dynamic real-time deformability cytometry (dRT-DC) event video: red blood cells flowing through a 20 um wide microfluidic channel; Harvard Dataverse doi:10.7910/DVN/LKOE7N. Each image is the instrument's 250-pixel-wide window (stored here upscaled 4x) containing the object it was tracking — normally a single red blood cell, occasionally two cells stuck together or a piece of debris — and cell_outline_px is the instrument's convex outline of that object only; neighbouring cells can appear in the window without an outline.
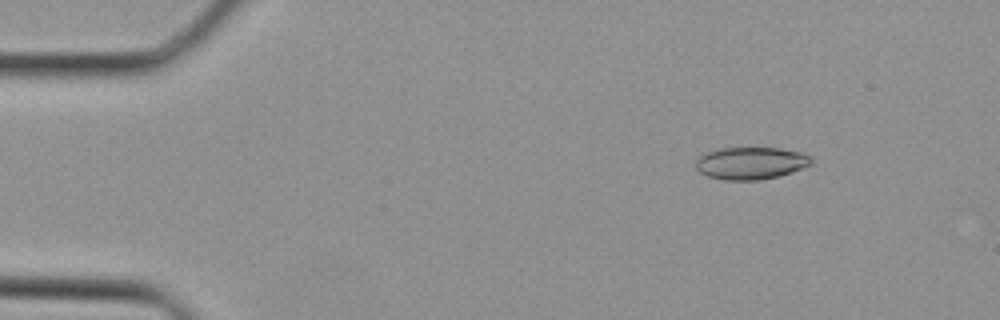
{"species": "Egyptian fruit bat (a non-hibernating species)", "species_latin": "Rousettus aegyptiacus", "temperature_condition": "cold", "stored_images_in_passage": 37, "camera_frame_rate_fps": 3000, "um_per_image_px": 0.085, "animal": {"sex": "female"}, "frame": {"image": 1, "passage_image": 3, "time_ms": 0.667, "image_size_px": [1000, 320], "cell_outline_px": [[812, 164], [792, 172], [780, 176], [760, 180], [724, 180], [708, 176], [700, 172], [696, 168], [696, 160], [704, 152], [720, 148], [780, 148], [804, 152], [812, 160]], "centroid_in_image_um": [63.82, 13.86], "position_along_channel_um": 21.2, "area_um2": 21.91}}
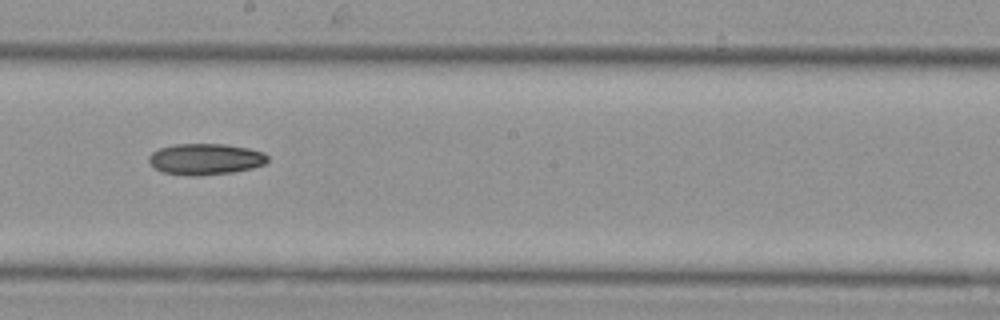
{"frame": {"image": 2, "passage_image": 20, "time_ms": 6.333, "image_size_px": [1000, 320], "cell_outline_px": [[268, 160], [264, 164], [252, 168], [232, 172], [200, 176], [188, 176], [160, 172], [152, 168], [148, 164], [148, 156], [152, 152], [160, 148], [176, 144], [224, 144], [248, 148], [264, 152], [268, 156]], "centroid_in_image_um": [17.41, 13.54], "position_along_channel_um": 230.8, "area_um2": 21.91}}
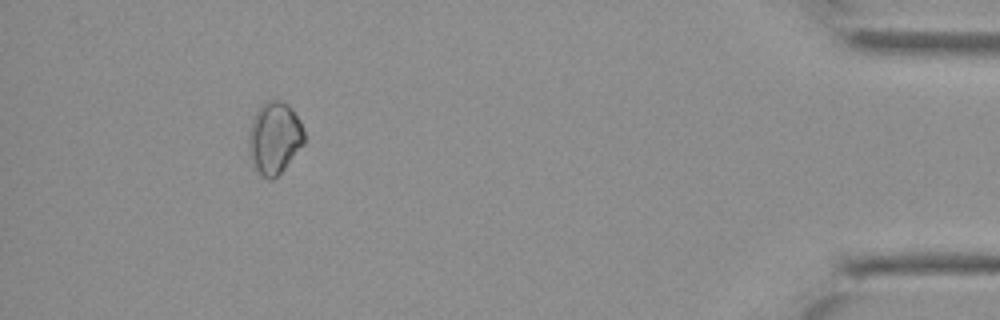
{"frame": {"image": 3, "passage_image": 34, "time_ms": 11.0, "image_size_px": [1000, 320], "cell_outline_px": [[304, 144], [284, 168], [272, 180], [268, 180], [260, 176], [252, 168], [248, 156], [248, 132], [252, 120], [256, 112], [268, 100], [280, 100], [288, 104], [292, 108], [300, 120], [304, 132]], "centroid_in_image_um": [23.29, 11.76], "position_along_channel_um": 411.9, "area_um2": 23.7}}